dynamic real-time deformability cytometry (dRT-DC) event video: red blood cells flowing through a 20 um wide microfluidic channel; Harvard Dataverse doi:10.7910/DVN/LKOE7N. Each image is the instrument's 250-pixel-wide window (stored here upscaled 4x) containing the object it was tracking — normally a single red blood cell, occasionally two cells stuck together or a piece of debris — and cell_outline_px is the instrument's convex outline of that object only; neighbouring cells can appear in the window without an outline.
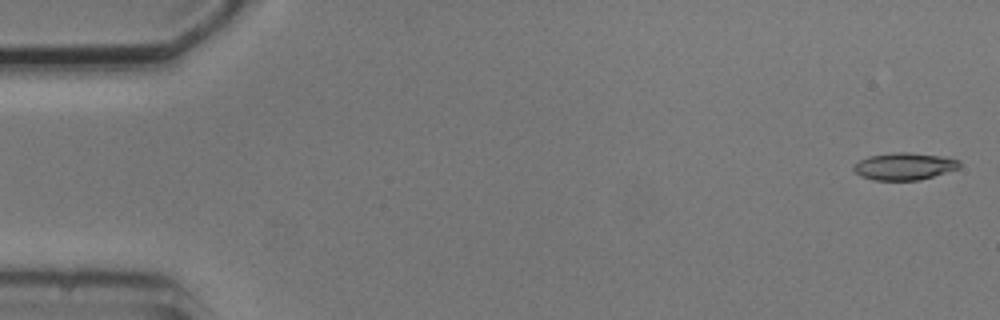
{"species": "common noctule bat (a hibernating species)", "species_latin": "Nyctalus noctula", "temperature_condition": "cold", "stored_images_in_passage": 4, "camera_frame_rate_fps": 3000, "um_per_image_px": 0.085, "animal": {"sex": "male", "body_mass_g": 20.5, "forearm_length_mm": 52.5}, "frame": {"image": 1, "passage_image": 1, "time_ms": 0.0, "image_size_px": [1000, 320], "cell_outline_px": [[960, 164], [956, 168], [920, 180], [872, 180], [860, 176], [852, 168], [860, 160], [868, 156], [896, 152], [908, 152], [940, 156], [960, 160]], "centroid_in_image_um": [76.81, 14.13], "position_along_channel_um": 8.2, "area_um2": 16.47}}
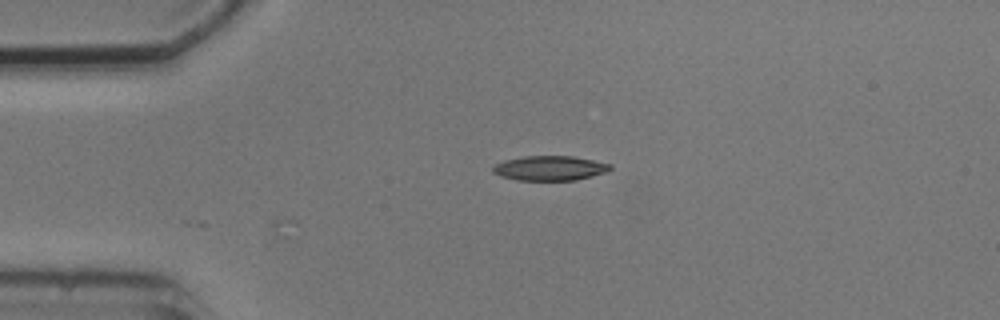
{"frame": {"image": 2, "passage_image": 4, "time_ms": 3.667, "image_size_px": [1000, 320], "cell_outline_px": [[612, 168], [608, 172], [576, 180], [516, 180], [500, 176], [492, 172], [492, 168], [496, 164], [504, 160], [524, 156], [572, 156], [612, 164]], "centroid_in_image_um": [46.74, 14.29], "position_along_channel_um": 38.3, "area_um2": 16.94}}